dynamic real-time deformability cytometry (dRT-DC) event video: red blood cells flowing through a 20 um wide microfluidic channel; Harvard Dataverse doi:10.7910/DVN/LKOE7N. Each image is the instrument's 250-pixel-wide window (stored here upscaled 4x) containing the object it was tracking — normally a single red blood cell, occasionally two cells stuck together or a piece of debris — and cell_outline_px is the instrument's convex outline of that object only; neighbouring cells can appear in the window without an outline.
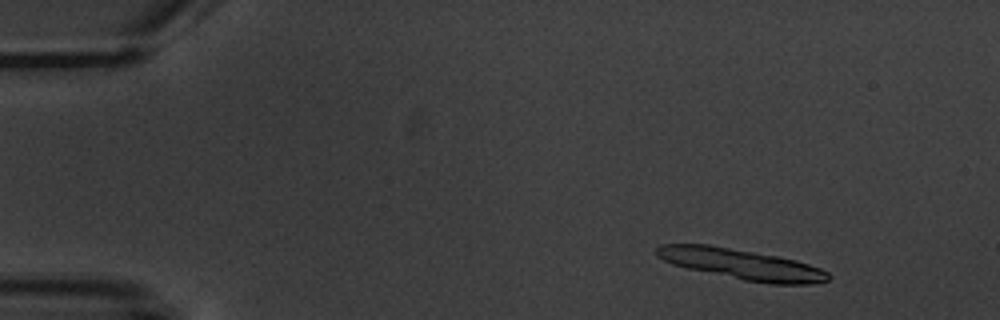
{"species": "common noctule bat (a hibernating species)", "species_latin": "Nyctalus noctula", "temperature_condition": "warm", "stored_images_in_passage": 5, "camera_frame_rate_fps": 3000, "um_per_image_px": 0.085, "animal": {"sex": "male", "body_mass_g": 20.1, "forearm_length_mm": 53.5}, "frame": {"image": 1, "passage_image": 2, "time_ms": 1.333, "image_size_px": [1000, 320], "cell_outline_px": [[828, 280], [812, 284], [772, 284], [744, 280], [688, 268], [672, 264], [656, 256], [656, 248], [660, 244], [708, 244], [776, 256], [796, 260], [820, 268], [828, 272]], "centroid_in_image_um": [63.01, 22.45], "position_along_channel_um": 22.0, "area_um2": 30.17}}